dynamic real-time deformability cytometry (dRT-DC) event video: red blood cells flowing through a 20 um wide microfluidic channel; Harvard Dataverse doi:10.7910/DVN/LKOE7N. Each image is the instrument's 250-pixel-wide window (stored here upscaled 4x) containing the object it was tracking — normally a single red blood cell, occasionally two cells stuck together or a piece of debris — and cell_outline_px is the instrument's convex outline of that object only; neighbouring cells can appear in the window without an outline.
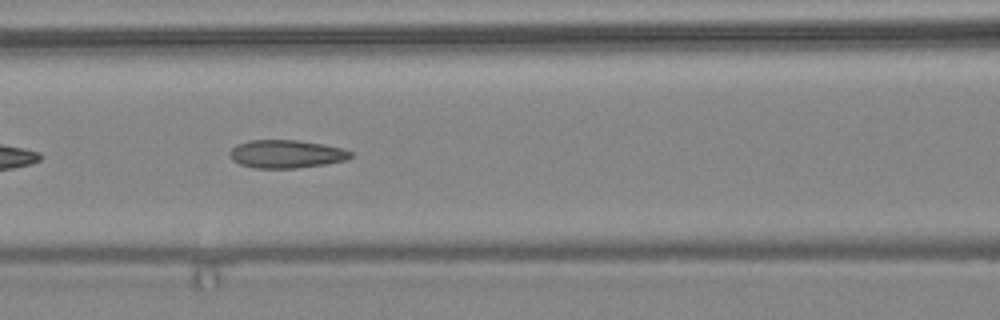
{"species": "common noctule bat (a hibernating species)", "species_latin": "Nyctalus noctula", "temperature_condition": "warm", "stored_images_in_passage": 24, "camera_frame_rate_fps": 3000, "um_per_image_px": 0.085, "animal": {"sex": "female", "body_mass_g": 24.6, "forearm_length_mm": 56.2}, "frame": {"image": 1, "passage_image": 21, "time_ms": 6.667, "image_size_px": [1000, 320], "cell_outline_px": [[352, 156], [348, 160], [328, 164], [296, 168], [256, 168], [240, 164], [232, 160], [228, 152], [236, 144], [248, 140], [296, 140], [324, 144], [344, 148], [352, 152]], "centroid_in_image_um": [24.36, 13.09], "position_along_channel_um": 142.2, "area_um2": 20.06}}